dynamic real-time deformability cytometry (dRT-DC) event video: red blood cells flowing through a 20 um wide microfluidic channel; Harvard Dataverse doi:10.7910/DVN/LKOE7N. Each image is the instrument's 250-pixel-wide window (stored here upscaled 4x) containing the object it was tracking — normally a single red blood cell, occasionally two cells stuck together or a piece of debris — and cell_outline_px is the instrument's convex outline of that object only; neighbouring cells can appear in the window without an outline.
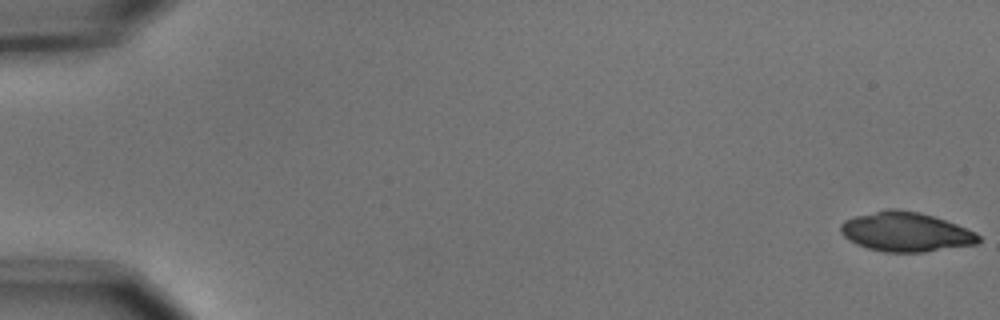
{"species": "common noctule bat (a hibernating species)", "species_latin": "Nyctalus noctula", "temperature_condition": "cold", "stored_images_in_passage": 6, "camera_frame_rate_fps": 3000, "um_per_image_px": 0.085, "animal": {"sex": "male", "body_mass_g": 15.6}, "frame": {"image": 1, "passage_image": 1, "time_ms": 0.0, "image_size_px": [1000, 320], "cell_outline_px": [[980, 240], [976, 244], [924, 252], [884, 252], [868, 248], [856, 244], [848, 240], [840, 232], [840, 224], [844, 220], [856, 216], [888, 208], [896, 208], [920, 212], [956, 224], [976, 232], [980, 236]], "centroid_in_image_um": [76.97, 19.71], "position_along_channel_um": 8.0, "area_um2": 31.67}}
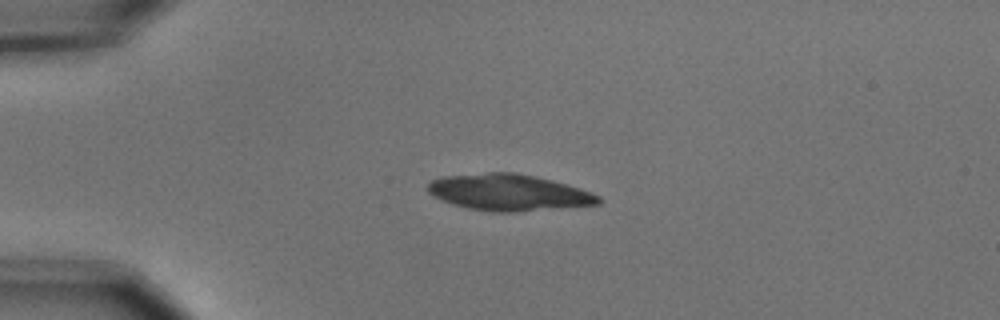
{"frame": {"image": 2, "passage_image": 4, "time_ms": 1.0, "image_size_px": [1000, 320], "cell_outline_px": [[604, 200], [600, 204], [512, 212], [492, 212], [468, 208], [452, 204], [440, 200], [428, 192], [428, 184], [432, 180], [444, 176], [488, 172], [516, 172], [536, 176], [552, 180], [580, 188], [592, 192], [600, 196]], "centroid_in_image_um": [43.26, 16.35], "position_along_channel_um": 41.7, "area_um2": 36.3}}